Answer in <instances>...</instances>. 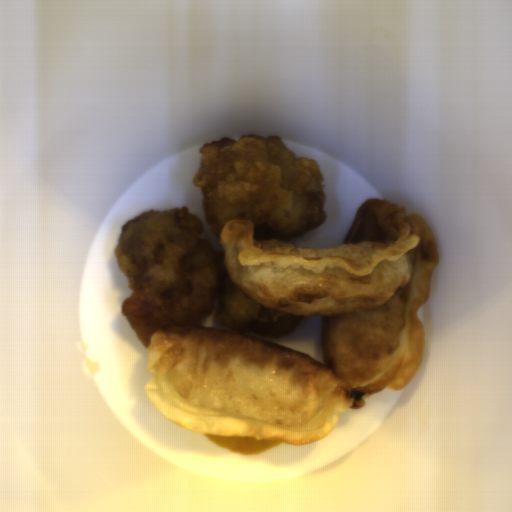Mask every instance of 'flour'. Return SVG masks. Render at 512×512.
<instances>
[{"label": "flour", "mask_w": 512, "mask_h": 512, "mask_svg": "<svg viewBox=\"0 0 512 512\" xmlns=\"http://www.w3.org/2000/svg\"><path fill=\"white\" fill-rule=\"evenodd\" d=\"M251 220L220 232L231 283L270 310L320 316L324 364L307 353L200 323L151 334L144 391L163 418L205 434L301 447L324 439L347 409L401 390L424 355L426 306L440 262L421 215L366 200L340 246L255 240Z\"/></svg>", "instance_id": "obj_1"}]
</instances>
